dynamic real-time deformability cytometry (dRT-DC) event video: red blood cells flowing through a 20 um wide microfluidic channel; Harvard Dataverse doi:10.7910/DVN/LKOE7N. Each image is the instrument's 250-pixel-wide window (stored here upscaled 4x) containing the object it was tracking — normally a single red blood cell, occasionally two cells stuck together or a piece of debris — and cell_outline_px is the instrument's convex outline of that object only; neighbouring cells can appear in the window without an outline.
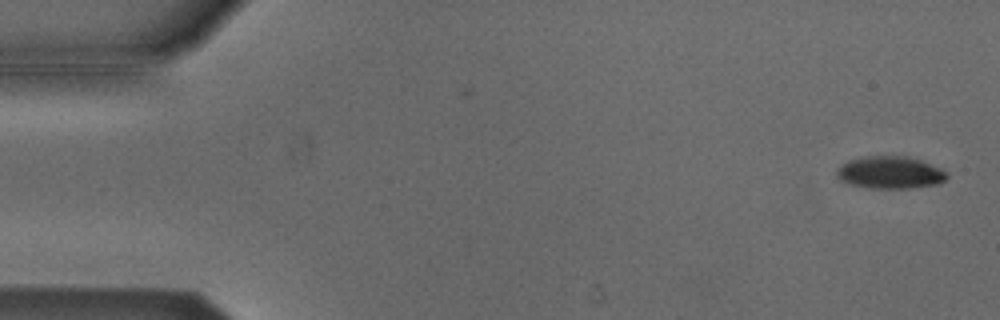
{"species": "Egyptian fruit bat (a non-hibernating species)", "species_latin": "Rousettus aegyptiacus", "temperature_condition": "cold", "stored_images_in_passage": 8, "camera_frame_rate_fps": 3000, "um_per_image_px": 0.085, "animal": {"sex": "male"}, "frame": {"image": 1, "passage_image": 1, "time_ms": 0.0, "image_size_px": [1000, 320], "cell_outline_px": [[948, 176], [940, 184], [908, 188], [868, 188], [848, 184], [840, 180], [836, 176], [836, 172], [848, 160], [864, 156], [904, 156], [920, 160], [940, 168]], "centroid_in_image_um": [75.64, 14.67], "position_along_channel_um": 9.4, "area_um2": 20.63}}